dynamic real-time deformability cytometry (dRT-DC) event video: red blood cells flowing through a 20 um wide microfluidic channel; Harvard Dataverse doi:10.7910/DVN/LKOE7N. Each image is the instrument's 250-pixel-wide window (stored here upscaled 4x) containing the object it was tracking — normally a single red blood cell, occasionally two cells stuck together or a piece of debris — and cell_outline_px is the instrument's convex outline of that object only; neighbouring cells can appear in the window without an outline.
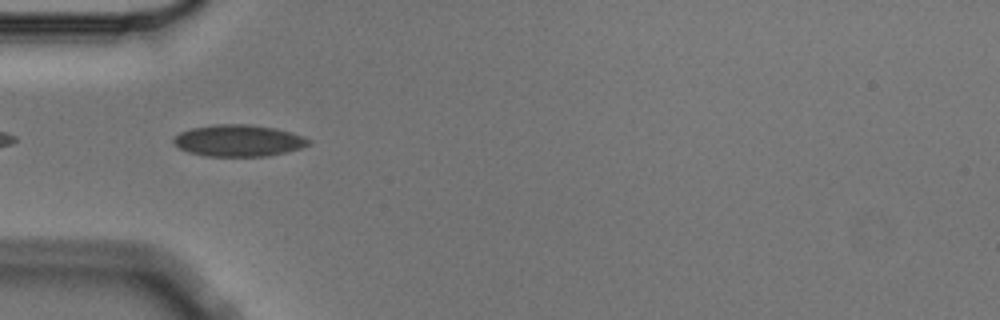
{"species": "Egyptian fruit bat (a non-hibernating species)", "species_latin": "Rousettus aegyptiacus", "temperature_condition": "cold", "stored_images_in_passage": 7, "camera_frame_rate_fps": 3000, "um_per_image_px": 0.085, "animal": {"sex": "male"}, "frame": {"image": 1, "passage_image": 2, "time_ms": 0.333, "image_size_px": [1000, 320], "cell_outline_px": [[312, 144], [288, 152], [268, 156], [204, 156], [188, 152], [180, 148], [172, 140], [180, 132], [192, 128], [212, 124], [244, 124], [276, 128], [292, 132], [304, 136], [312, 140]], "centroid_in_image_um": [20.33, 11.95], "position_along_channel_um": 64.7, "area_um2": 25.09}}
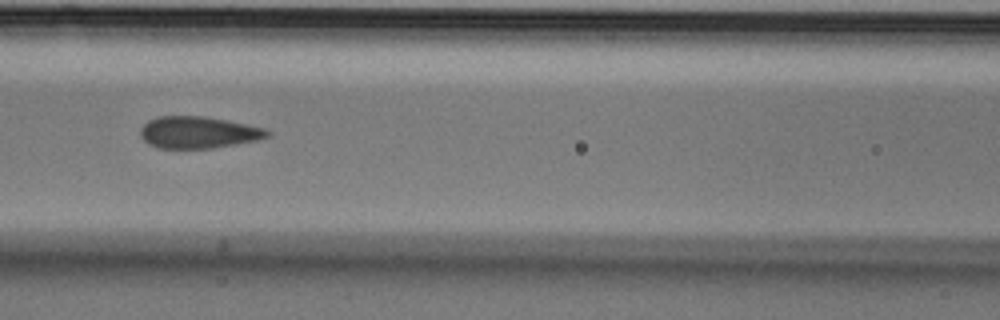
{"frame": {"image": 2, "passage_image": 4, "time_ms": 1.0, "image_size_px": [1000, 320], "cell_outline_px": [[272, 132], [268, 136], [256, 140], [212, 148], [156, 148], [148, 144], [140, 136], [140, 128], [148, 120], [156, 116], [204, 116], [264, 128]], "centroid_in_image_um": [16.79, 11.25], "position_along_channel_um": 149.8, "area_um2": 23.41}}
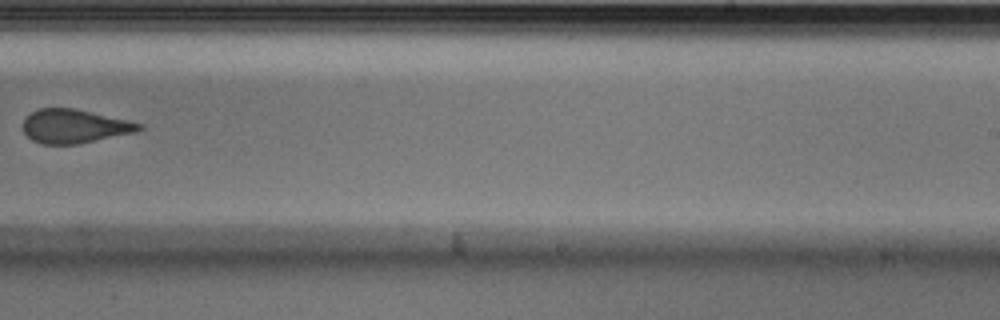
{"frame": {"image": 3, "passage_image": 7, "time_ms": 2.0, "image_size_px": [1000, 320], "cell_outline_px": [[144, 128], [136, 132], [76, 144], [44, 144], [32, 140], [24, 132], [24, 120], [32, 112], [40, 108], [72, 108], [128, 120], [144, 124]], "centroid_in_image_um": [6.35, 10.73], "position_along_channel_um": 282.6, "area_um2": 22.54}}